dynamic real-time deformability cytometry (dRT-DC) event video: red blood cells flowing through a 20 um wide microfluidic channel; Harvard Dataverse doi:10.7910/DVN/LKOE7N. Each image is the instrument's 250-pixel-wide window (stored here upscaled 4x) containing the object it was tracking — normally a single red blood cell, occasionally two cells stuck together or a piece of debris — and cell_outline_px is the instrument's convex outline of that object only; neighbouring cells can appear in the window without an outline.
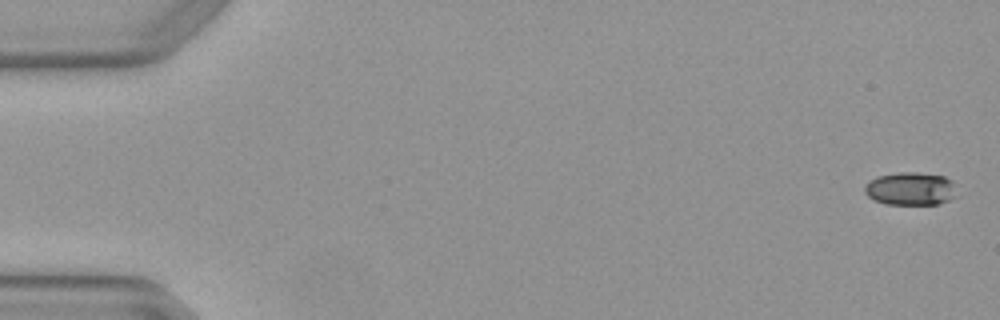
{"species": "Egyptian fruit bat (a non-hibernating species)", "species_latin": "Rousettus aegyptiacus", "temperature_condition": "warm", "stored_images_in_passage": 5, "camera_frame_rate_fps": 3000, "um_per_image_px": 0.085, "animal": {"sex": "female"}, "frame": {"image": 1, "passage_image": 1, "time_ms": 0.0, "image_size_px": [1000, 320], "cell_outline_px": [[960, 196], [936, 204], [884, 204], [872, 200], [864, 192], [864, 188], [868, 180], [880, 176], [900, 172], [916, 172], [944, 176], [952, 180]], "centroid_in_image_um": [77.42, 16.05], "position_along_channel_um": 7.6, "area_um2": 18.03}}